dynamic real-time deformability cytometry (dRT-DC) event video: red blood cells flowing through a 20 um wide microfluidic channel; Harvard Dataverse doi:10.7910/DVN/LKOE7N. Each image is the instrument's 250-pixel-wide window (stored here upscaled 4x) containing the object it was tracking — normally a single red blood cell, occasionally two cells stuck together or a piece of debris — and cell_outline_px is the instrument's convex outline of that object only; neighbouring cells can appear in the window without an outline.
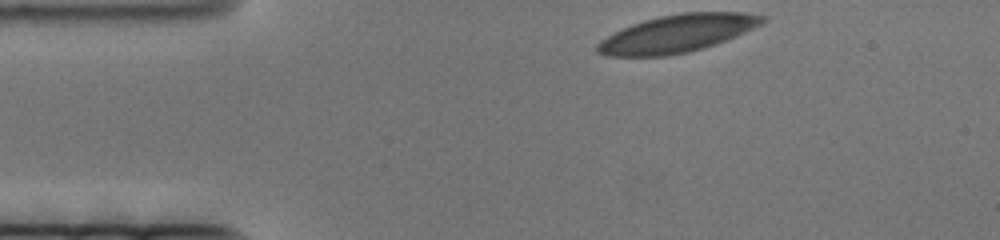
{"species": "human", "species_latin": "Homo sapiens", "temperature_condition": "cold", "stored_images_in_passage": 58, "camera_frame_rate_fps": 3000, "um_per_image_px": 0.085, "donor": {"sex": "female"}, "frame": {"image": 1, "passage_image": 1, "time_ms": 0.0, "image_size_px": [1000, 240], "cell_outline_px": [[768, 20], [736, 36], [704, 48], [688, 52], [668, 56], [608, 56], [596, 52], [596, 44], [600, 40], [632, 24], [644, 20], [660, 16], [680, 12], [744, 12], [764, 16]], "centroid_in_image_um": [57.56, 2.85], "position_along_channel_um": 27.4, "area_um2": 36.01}}
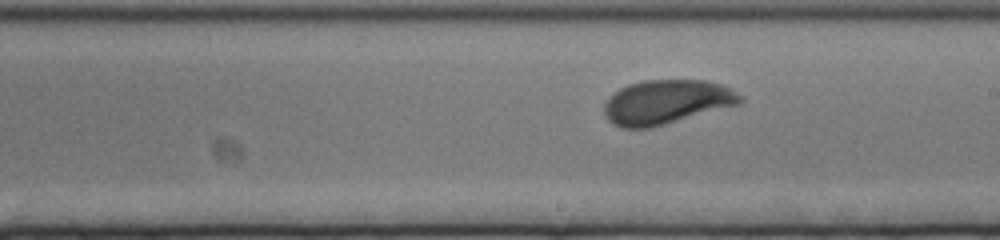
{"frame": {"image": 2, "passage_image": 32, "time_ms": 10.333, "image_size_px": [1000, 240], "cell_outline_px": [[744, 100], [740, 104], [652, 128], [620, 128], [612, 124], [608, 120], [604, 112], [604, 104], [620, 88], [628, 84], [644, 80], [704, 80], [720, 84], [728, 88], [740, 96]], "centroid_in_image_um": [56.63, 8.69], "position_along_channel_um": 232.4, "area_um2": 34.97}}
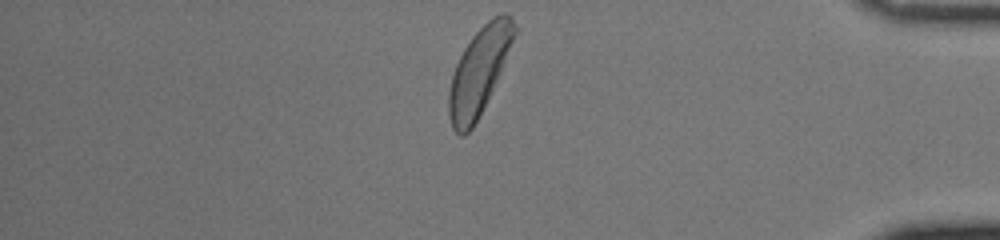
{"frame": {"image": 3, "passage_image": 56, "time_ms": 18.333, "image_size_px": [1000, 240], "cell_outline_px": [[516, 32], [500, 72], [480, 116], [472, 128], [464, 136], [460, 136], [452, 128], [448, 116], [448, 92], [452, 76], [456, 64], [464, 48], [472, 36], [492, 16], [500, 12], [508, 12], [512, 16], [516, 24]], "centroid_in_image_um": [40.71, 6.05], "position_along_channel_um": 394.5, "area_um2": 33.0}}